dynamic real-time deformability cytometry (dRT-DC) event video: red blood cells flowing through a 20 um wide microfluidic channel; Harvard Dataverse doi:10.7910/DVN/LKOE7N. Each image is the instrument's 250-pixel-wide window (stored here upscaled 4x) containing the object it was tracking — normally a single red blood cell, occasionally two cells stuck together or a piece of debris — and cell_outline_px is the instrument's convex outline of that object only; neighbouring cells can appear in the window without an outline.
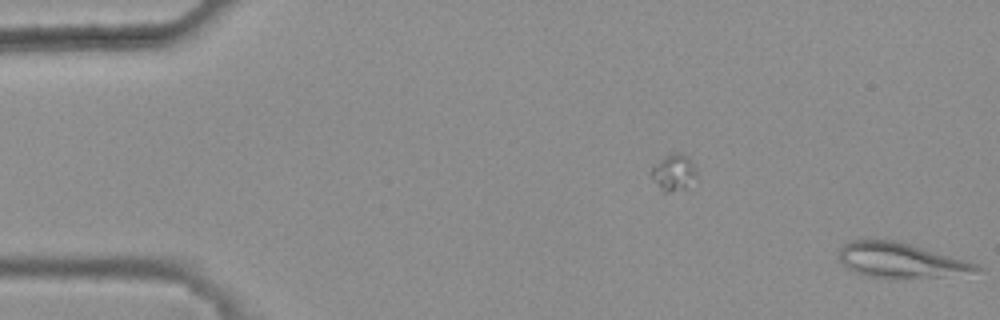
{"species": "common noctule bat (a hibernating species)", "species_latin": "Nyctalus noctula", "temperature_condition": "warm", "stored_images_in_passage": 10, "camera_frame_rate_fps": 3000, "um_per_image_px": 0.085, "animal": {"sex": "female", "body_mass_g": 25.1}, "frame": {"image": 1, "passage_image": 10, "time_ms": 3.0, "image_size_px": [1000, 320], "cell_outline_px": [[984, 268], [940, 276], [864, 276], [848, 268], [840, 260], [836, 252], [844, 244], [852, 240], [864, 236], [900, 240], [964, 260], [976, 264]], "centroid_in_image_um": [76.37, 22.02], "position_along_channel_um": 8.6, "area_um2": 27.57}}